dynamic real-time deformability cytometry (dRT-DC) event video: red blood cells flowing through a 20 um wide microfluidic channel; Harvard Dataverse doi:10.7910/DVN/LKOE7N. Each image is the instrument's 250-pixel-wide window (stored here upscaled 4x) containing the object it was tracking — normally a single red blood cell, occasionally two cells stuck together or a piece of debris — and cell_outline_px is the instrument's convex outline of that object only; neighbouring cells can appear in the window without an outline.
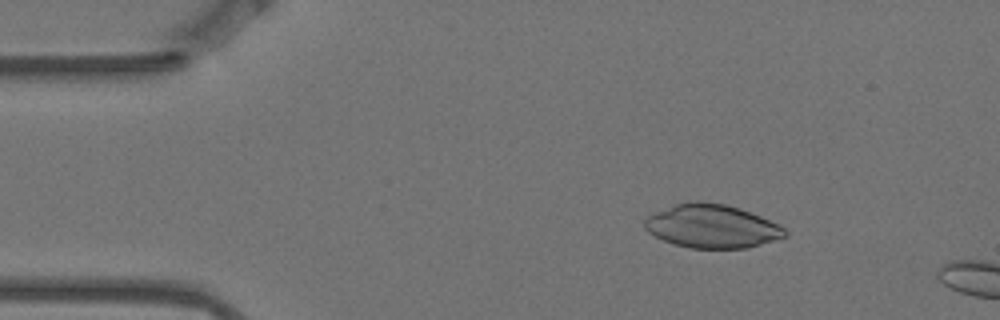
{"species": "Egyptian fruit bat (a non-hibernating species)", "species_latin": "Rousettus aegyptiacus", "temperature_condition": "warm", "stored_images_in_passage": 4, "camera_frame_rate_fps": 3000, "um_per_image_px": 0.085, "animal": {"sex": "female"}, "frame": {"image": 1, "passage_image": 2, "time_ms": 0.333, "image_size_px": [1000, 320], "cell_outline_px": [[788, 236], [748, 248], [692, 248], [676, 244], [664, 240], [648, 232], [644, 228], [644, 220], [648, 216], [656, 212], [676, 204], [696, 200], [700, 200], [724, 204], [740, 208], [760, 216], [784, 228], [788, 232]], "centroid_in_image_um": [60.52, 19.23], "position_along_channel_um": 24.5, "area_um2": 35.32}}